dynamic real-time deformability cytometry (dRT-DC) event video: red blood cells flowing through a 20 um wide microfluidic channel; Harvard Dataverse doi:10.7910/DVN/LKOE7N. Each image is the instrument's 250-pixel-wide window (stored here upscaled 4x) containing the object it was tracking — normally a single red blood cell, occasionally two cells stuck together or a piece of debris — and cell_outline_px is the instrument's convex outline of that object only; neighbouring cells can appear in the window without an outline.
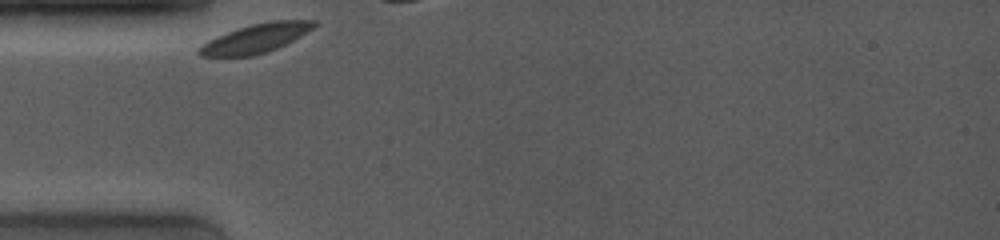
{"species": "common noctule bat (a hibernating species)", "species_latin": "Nyctalus noctula", "temperature_condition": "room temperature", "stored_images_in_passage": 5, "camera_frame_rate_fps": 4000, "um_per_image_px": 0.085, "animal": {"sex": "female", "body_mass_g": 19.0, "forearm_length_mm": 53.3}, "frame": {"image": 1, "passage_image": 1, "time_ms": 0.0, "image_size_px": [1000, 240], "cell_outline_px": [[320, 24], [300, 36], [276, 48], [252, 56], [200, 56], [196, 52], [196, 48], [208, 40], [216, 36], [236, 28], [268, 20], [316, 20]], "centroid_in_image_um": [21.72, 3.24], "position_along_channel_um": 63.3, "area_um2": 19.48}}